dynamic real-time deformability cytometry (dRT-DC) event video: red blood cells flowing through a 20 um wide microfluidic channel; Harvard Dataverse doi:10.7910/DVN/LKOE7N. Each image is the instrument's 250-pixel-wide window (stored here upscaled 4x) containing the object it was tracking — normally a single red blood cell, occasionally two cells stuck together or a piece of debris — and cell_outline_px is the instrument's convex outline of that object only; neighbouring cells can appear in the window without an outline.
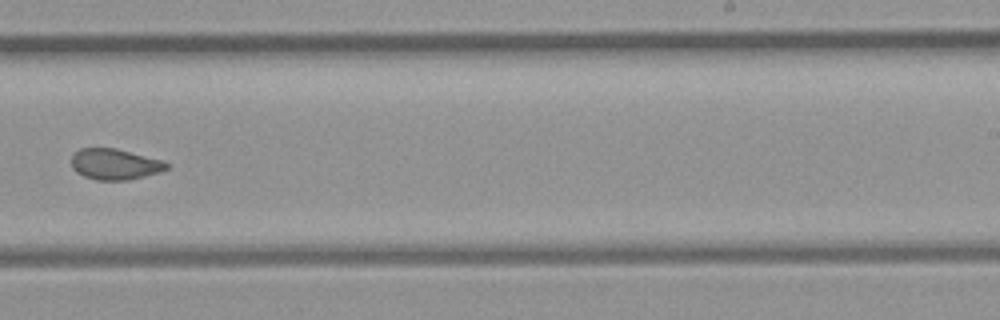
{"species": "common noctule bat (a hibernating species)", "species_latin": "Nyctalus noctula", "temperature_condition": "room temperature", "stored_images_in_passage": 31, "camera_frame_rate_fps": 3000, "um_per_image_px": 0.085, "animal": {"sex": "female", "body_mass_g": 21.9}, "frame": {"image": 1, "passage_image": 14, "time_ms": 4.333, "image_size_px": [1000, 320], "cell_outline_px": [[168, 168], [160, 172], [128, 180], [96, 180], [84, 176], [76, 172], [72, 168], [72, 152], [80, 148], [116, 148], [160, 160], [168, 164]], "centroid_in_image_um": [9.71, 13.95], "position_along_channel_um": 279.3, "area_um2": 17.05}}
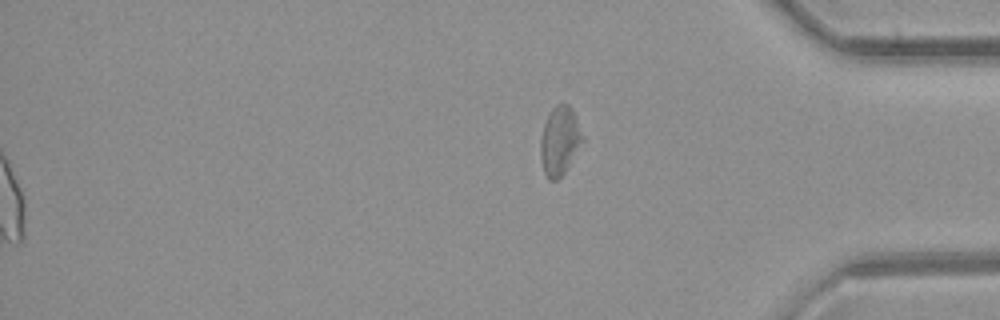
{"frame": {"image": 2, "passage_image": 31, "time_ms": 10.0, "image_size_px": [1000, 320], "cell_outline_px": [[584, 140], [564, 172], [556, 180], [548, 180], [544, 172], [540, 156], [540, 140], [544, 124], [552, 108], [556, 104], [568, 104], [572, 108], [584, 136]], "centroid_in_image_um": [47.57, 11.96], "position_along_channel_um": 387.6, "area_um2": 16.7}}